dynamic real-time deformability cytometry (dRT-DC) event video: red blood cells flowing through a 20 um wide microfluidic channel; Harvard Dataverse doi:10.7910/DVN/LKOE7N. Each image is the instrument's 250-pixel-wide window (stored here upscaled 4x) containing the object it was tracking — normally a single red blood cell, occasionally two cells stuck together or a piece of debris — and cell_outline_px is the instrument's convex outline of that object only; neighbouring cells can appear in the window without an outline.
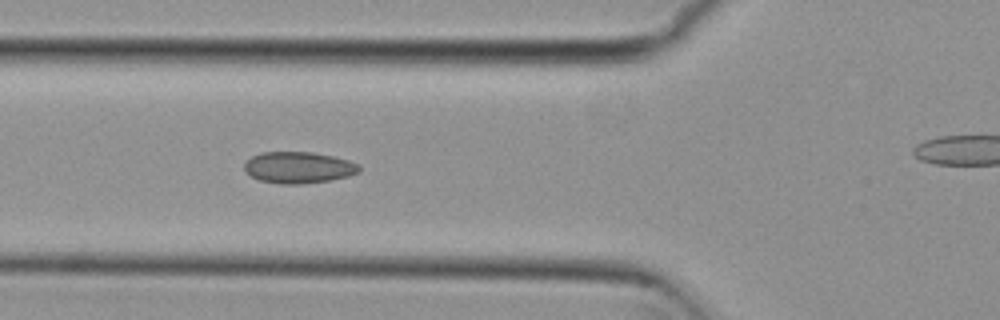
{"species": "common noctule bat (a hibernating species)", "species_latin": "Nyctalus noctula", "temperature_condition": "cold", "stored_images_in_passage": 8, "camera_frame_rate_fps": 3000, "um_per_image_px": 0.085, "animal": {"sex": "female", "body_mass_g": 29.2, "forearm_length_mm": 56.3}, "frame": {"image": 1, "passage_image": 5, "time_ms": 1.333, "image_size_px": [1000, 320], "cell_outline_px": [[360, 172], [348, 176], [328, 180], [300, 184], [280, 184], [260, 180], [244, 172], [244, 164], [252, 156], [260, 152], [312, 152], [332, 156], [348, 160], [360, 164]], "centroid_in_image_um": [25.37, 14.23], "position_along_channel_um": 100.4, "area_um2": 21.04}}
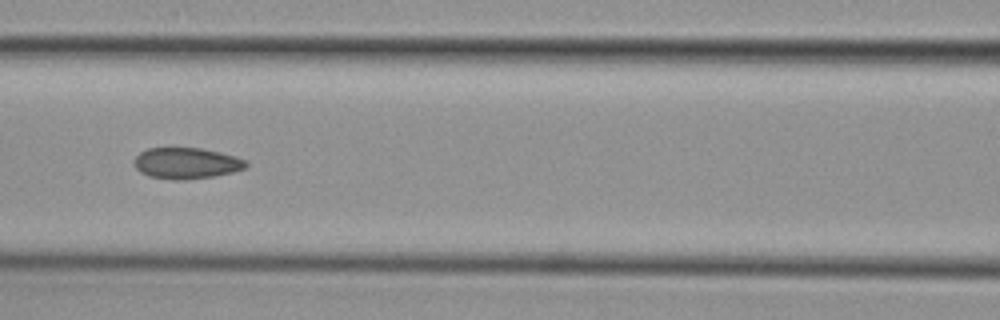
{"frame": {"image": 2, "passage_image": 6, "time_ms": 1.667, "image_size_px": [1000, 320], "cell_outline_px": [[248, 164], [244, 168], [232, 172], [212, 176], [184, 180], [172, 180], [148, 176], [140, 172], [132, 164], [132, 160], [140, 152], [148, 148], [200, 148], [220, 152], [236, 156], [248, 160]], "centroid_in_image_um": [15.81, 13.87], "position_along_channel_um": 150.8, "area_um2": 20.46}}
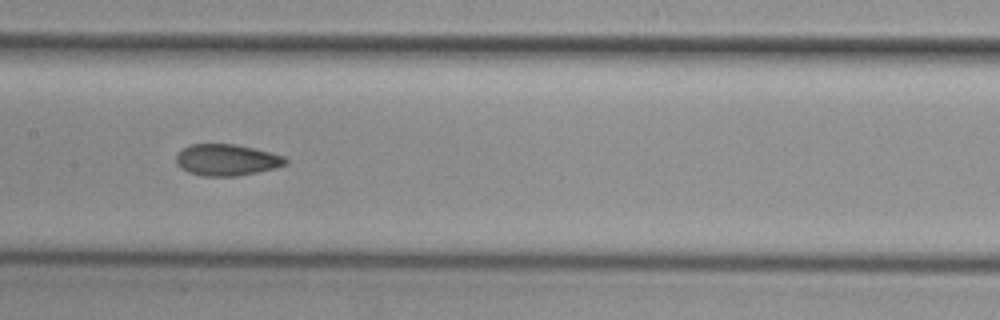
{"frame": {"image": 3, "passage_image": 7, "time_ms": 2.0, "image_size_px": [1000, 320], "cell_outline_px": [[288, 160], [284, 164], [276, 168], [236, 176], [204, 176], [188, 172], [180, 168], [176, 164], [176, 156], [184, 148], [192, 144], [236, 144], [284, 156]], "centroid_in_image_um": [19.24, 13.6], "position_along_channel_um": 188.2, "area_um2": 19.83}}